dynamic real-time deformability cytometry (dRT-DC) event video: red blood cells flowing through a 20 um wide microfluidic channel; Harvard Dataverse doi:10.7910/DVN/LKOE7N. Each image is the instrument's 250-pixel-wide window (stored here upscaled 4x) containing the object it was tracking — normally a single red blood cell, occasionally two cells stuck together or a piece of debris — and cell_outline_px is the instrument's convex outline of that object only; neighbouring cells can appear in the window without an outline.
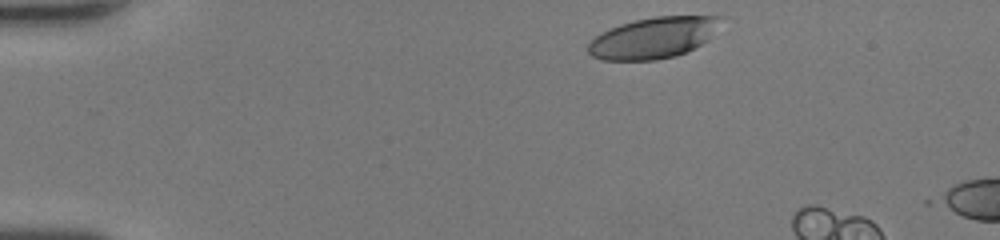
{"species": "human", "species_latin": "Homo sapiens", "temperature_condition": "room temperature", "stored_images_in_passage": 6, "camera_frame_rate_fps": 3000, "um_per_image_px": 0.085, "donor": {"sex": "female"}, "frame": {"image": 1, "passage_image": 1, "time_ms": 0.0, "image_size_px": [1000, 240], "cell_outline_px": [[724, 16], [708, 40], [676, 56], [656, 60], [600, 60], [592, 56], [588, 52], [588, 40], [620, 24], [636, 20], [656, 16]], "centroid_in_image_um": [55.5, 3.22], "position_along_channel_um": 29.5, "area_um2": 31.5}}